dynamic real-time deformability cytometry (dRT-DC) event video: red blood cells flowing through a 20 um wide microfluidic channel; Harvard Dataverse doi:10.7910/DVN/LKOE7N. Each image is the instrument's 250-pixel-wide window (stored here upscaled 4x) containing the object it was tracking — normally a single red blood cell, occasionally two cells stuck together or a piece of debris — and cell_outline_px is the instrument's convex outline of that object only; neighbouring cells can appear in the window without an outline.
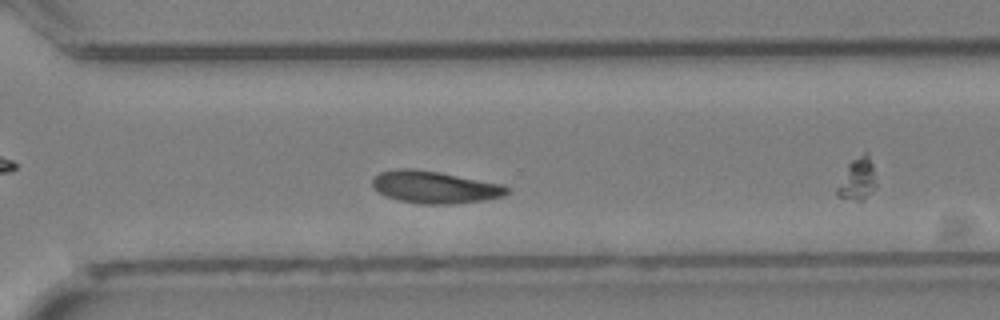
{"species": "Egyptian fruit bat (a non-hibernating species)", "species_latin": "Rousettus aegyptiacus", "temperature_condition": "cold", "stored_images_in_passage": 24, "camera_frame_rate_fps": 3000, "um_per_image_px": 0.085, "animal": {"sex": "female"}, "frame": {"image": 1, "passage_image": 21, "time_ms": 6.667, "image_size_px": [1000, 320], "cell_outline_px": [[508, 192], [504, 196], [484, 200], [452, 204], [424, 204], [400, 200], [384, 196], [372, 184], [372, 180], [380, 172], [392, 168], [412, 168], [440, 172], [504, 184], [508, 188]], "centroid_in_image_um": [36.97, 15.89], "position_along_channel_um": 333.6, "area_um2": 25.32}}